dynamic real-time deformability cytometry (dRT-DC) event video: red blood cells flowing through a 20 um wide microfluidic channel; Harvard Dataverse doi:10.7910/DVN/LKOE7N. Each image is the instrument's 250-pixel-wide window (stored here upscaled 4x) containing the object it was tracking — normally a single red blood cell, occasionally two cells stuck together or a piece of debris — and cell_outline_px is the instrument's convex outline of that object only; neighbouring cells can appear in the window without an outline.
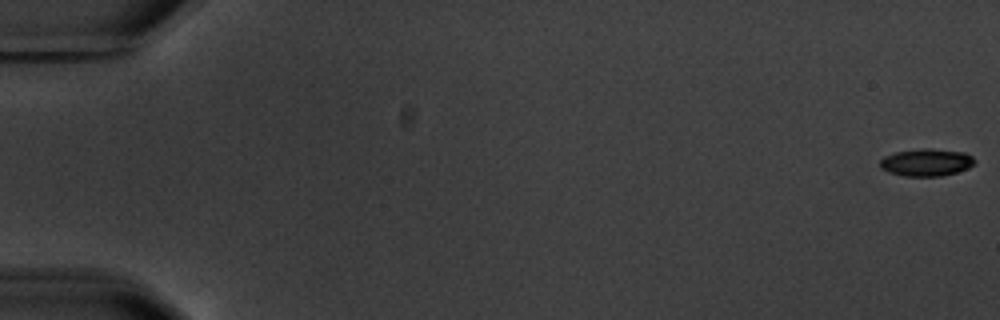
{"species": "common noctule bat (a hibernating species)", "species_latin": "Nyctalus noctula", "temperature_condition": "warm", "stored_images_in_passage": 8, "camera_frame_rate_fps": 3000, "um_per_image_px": 0.085, "animal": {"sex": "male", "body_mass_g": 20.1, "forearm_length_mm": 53.5}, "frame": {"image": 1, "passage_image": 1, "time_ms": 0.0, "image_size_px": [1000, 320], "cell_outline_px": [[976, 164], [968, 168], [956, 172], [940, 176], [904, 176], [888, 172], [880, 168], [880, 160], [884, 156], [896, 152], [924, 148], [932, 148], [964, 152], [972, 156], [976, 160]], "centroid_in_image_um": [78.76, 13.8], "position_along_channel_um": 6.2, "area_um2": 15.2}}
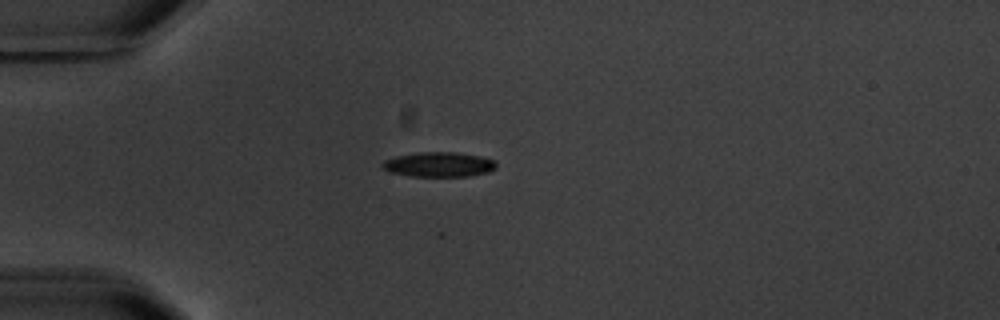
{"frame": {"image": 2, "passage_image": 5, "time_ms": 5.333, "image_size_px": [1000, 320], "cell_outline_px": [[496, 168], [488, 172], [468, 176], [408, 176], [388, 172], [380, 164], [384, 160], [396, 156], [416, 152], [456, 152], [480, 156], [492, 160], [496, 164]], "centroid_in_image_um": [37.25, 13.98], "position_along_channel_um": 47.7, "area_um2": 16.47}}
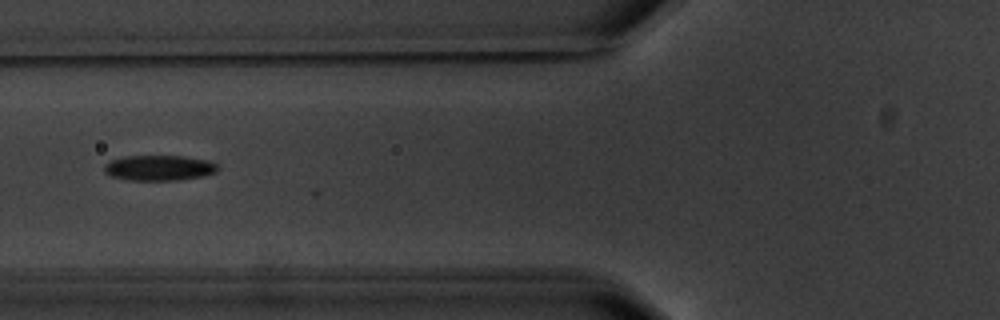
{"frame": {"image": 3, "passage_image": 7, "time_ms": 7.667, "image_size_px": [1000, 320], "cell_outline_px": [[220, 168], [216, 172], [204, 176], [180, 180], [128, 180], [112, 176], [104, 172], [104, 164], [108, 160], [124, 156], [184, 156], [208, 160], [216, 164]], "centroid_in_image_um": [13.52, 14.26], "position_along_channel_um": 112.3, "area_um2": 16.99}}